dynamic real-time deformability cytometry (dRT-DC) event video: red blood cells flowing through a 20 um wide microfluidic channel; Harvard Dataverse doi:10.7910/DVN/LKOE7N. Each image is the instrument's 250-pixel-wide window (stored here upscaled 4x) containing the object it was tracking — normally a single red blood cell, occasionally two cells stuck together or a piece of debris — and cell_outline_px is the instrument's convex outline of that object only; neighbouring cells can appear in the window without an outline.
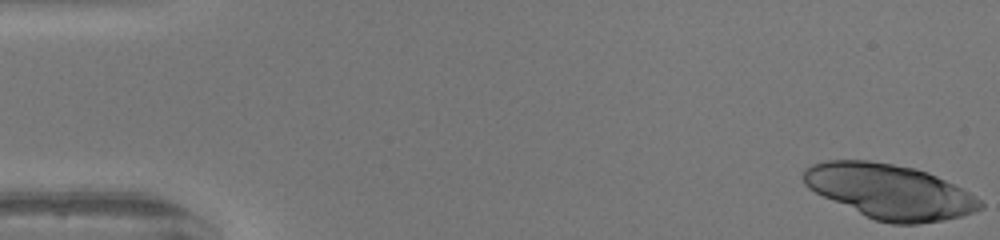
{"species": "human", "species_latin": "Homo sapiens", "temperature_condition": "warm", "stored_images_in_passage": 33, "camera_frame_rate_fps": 3000, "um_per_image_px": 0.085, "donor": {"sex": "female"}, "frame": {"image": 1, "passage_image": 1, "time_ms": 0.0, "image_size_px": [1000, 240], "cell_outline_px": [[984, 208], [960, 216], [944, 220], [916, 224], [892, 224], [876, 220], [824, 196], [808, 188], [804, 184], [804, 168], [812, 164], [824, 160], [868, 160], [916, 168], [928, 172], [976, 196], [984, 204]], "centroid_in_image_um": [75.63, 16.26], "position_along_channel_um": 9.4, "area_um2": 55.6}}